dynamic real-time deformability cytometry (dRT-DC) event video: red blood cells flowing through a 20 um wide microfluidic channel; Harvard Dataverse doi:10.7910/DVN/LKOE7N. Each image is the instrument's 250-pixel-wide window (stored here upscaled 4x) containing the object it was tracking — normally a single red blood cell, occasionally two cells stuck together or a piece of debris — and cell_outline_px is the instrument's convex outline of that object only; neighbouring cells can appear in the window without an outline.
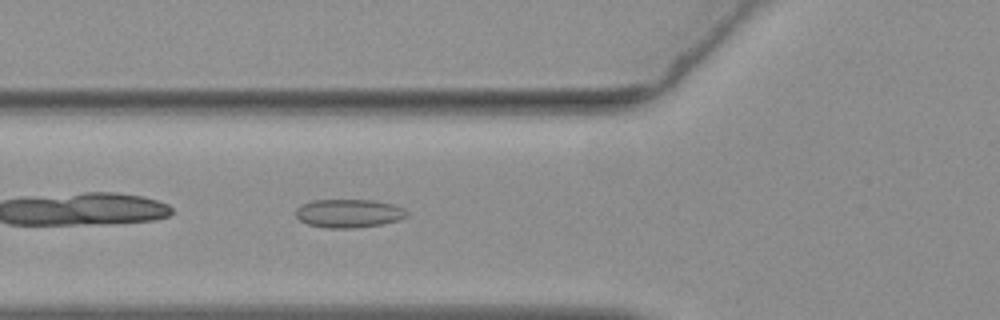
{"species": "common noctule bat (a hibernating species)", "species_latin": "Nyctalus noctula", "temperature_condition": "warm", "stored_images_in_passage": 39, "camera_frame_rate_fps": 3000, "um_per_image_px": 0.085, "animal": {"sex": "female", "body_mass_g": 19.3, "forearm_length_mm": 54.1}, "frame": {"image": 1, "passage_image": 4, "time_ms": 1.0, "image_size_px": [1000, 320], "cell_outline_px": [[408, 216], [400, 220], [380, 224], [356, 228], [328, 228], [308, 224], [300, 220], [296, 216], [296, 208], [312, 200], [372, 200], [392, 204], [404, 208], [408, 212]], "centroid_in_image_um": [29.67, 18.14], "position_along_channel_um": 96.1, "area_um2": 18.38}}
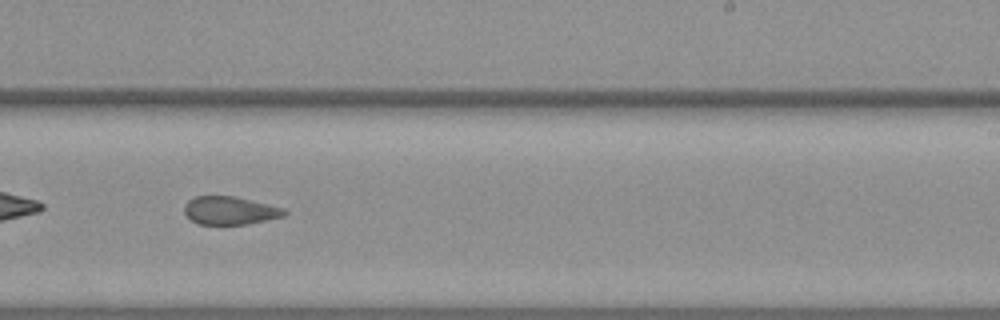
{"frame": {"image": 2, "passage_image": 18, "time_ms": 5.667, "image_size_px": [1000, 320], "cell_outline_px": [[288, 212], [284, 216], [248, 224], [196, 224], [184, 212], [184, 204], [188, 200], [196, 196], [232, 196], [268, 204], [284, 208]], "centroid_in_image_um": [19.53, 17.9], "position_along_channel_um": 269.5, "area_um2": 16.3}}
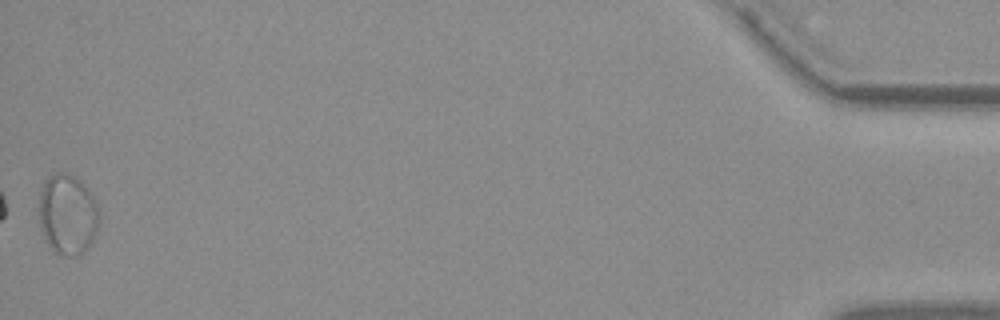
{"frame": {"image": 3, "passage_image": 39, "time_ms": 12.667, "image_size_px": [1000, 320], "cell_outline_px": [[100, 220], [92, 240], [84, 252], [80, 256], [64, 256], [52, 252], [44, 240], [40, 224], [40, 192], [44, 180], [56, 172], [68, 172], [80, 180], [92, 196], [100, 212]], "centroid_in_image_um": [5.74, 18.25], "position_along_channel_um": 429.5, "area_um2": 28.5}, "authors_computed_cell_mechanics": {"area_um2": 17.5134, "velocity_mm_per_s": 3.7088, "shape_relaxation_time_tau1_ms": null, "shape_relaxation_time_tau2_ms": 2.2648, "deformation_change_tau1": null, "deformation_change_tau2": 0.0847}}